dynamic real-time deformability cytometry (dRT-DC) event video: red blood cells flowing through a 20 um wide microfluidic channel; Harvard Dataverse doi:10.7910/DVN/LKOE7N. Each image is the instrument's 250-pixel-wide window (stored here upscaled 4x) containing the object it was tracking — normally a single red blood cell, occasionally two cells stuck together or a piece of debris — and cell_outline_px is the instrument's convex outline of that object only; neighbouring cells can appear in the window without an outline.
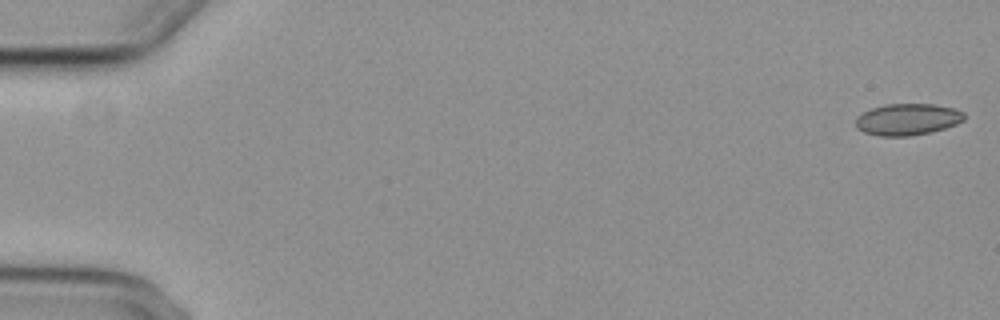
{"species": "common noctule bat (a hibernating species)", "species_latin": "Nyctalus noctula", "temperature_condition": "cold", "stored_images_in_passage": 56, "camera_frame_rate_fps": 3000, "um_per_image_px": 0.085, "animal": {"sex": "female", "body_mass_g": 29.2, "forearm_length_mm": 56.3}, "frame": {"image": 1, "passage_image": 1, "time_ms": 0.0, "image_size_px": [1000, 320], "cell_outline_px": [[964, 120], [956, 124], [944, 128], [928, 132], [908, 136], [880, 136], [864, 132], [856, 128], [856, 116], [872, 108], [884, 104], [932, 104], [956, 108], [964, 112]], "centroid_in_image_um": [77.13, 10.14], "position_along_channel_um": 7.9, "area_um2": 19.94}}
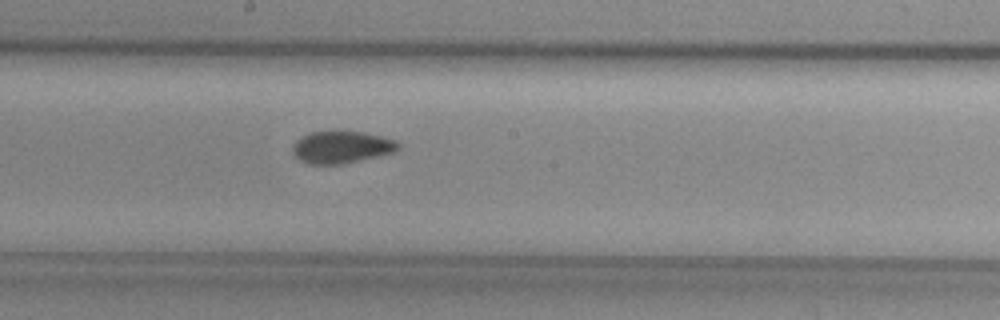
{"frame": {"image": 2, "passage_image": 31, "time_ms": 10.0, "image_size_px": [1000, 320], "cell_outline_px": [[400, 148], [392, 152], [344, 164], [308, 164], [300, 160], [292, 152], [292, 144], [300, 136], [308, 132], [364, 132], [396, 140], [400, 144]], "centroid_in_image_um": [28.99, 12.51], "position_along_channel_um": 219.2, "area_um2": 19.71}}
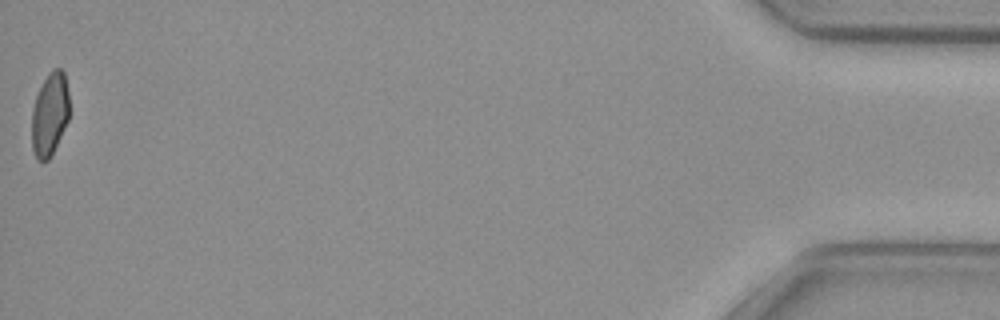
{"frame": {"image": 3, "passage_image": 56, "time_ms": 18.333, "image_size_px": [1000, 320], "cell_outline_px": [[68, 120], [48, 160], [36, 160], [32, 148], [32, 108], [36, 96], [48, 72], [52, 68], [60, 68], [64, 72], [68, 92]], "centroid_in_image_um": [4.21, 9.68], "position_along_channel_um": 431.0, "area_um2": 17.98}, "authors_computed_cell_mechanics": {"area_um2": 20.0566, "velocity_mm_per_s": 3.7209, "shape_relaxation_time_tau1_ms": null, "shape_relaxation_time_tau2_ms": 3.3577, "deformation_change_tau1": null, "deformation_change_tau2": 0.0655}}